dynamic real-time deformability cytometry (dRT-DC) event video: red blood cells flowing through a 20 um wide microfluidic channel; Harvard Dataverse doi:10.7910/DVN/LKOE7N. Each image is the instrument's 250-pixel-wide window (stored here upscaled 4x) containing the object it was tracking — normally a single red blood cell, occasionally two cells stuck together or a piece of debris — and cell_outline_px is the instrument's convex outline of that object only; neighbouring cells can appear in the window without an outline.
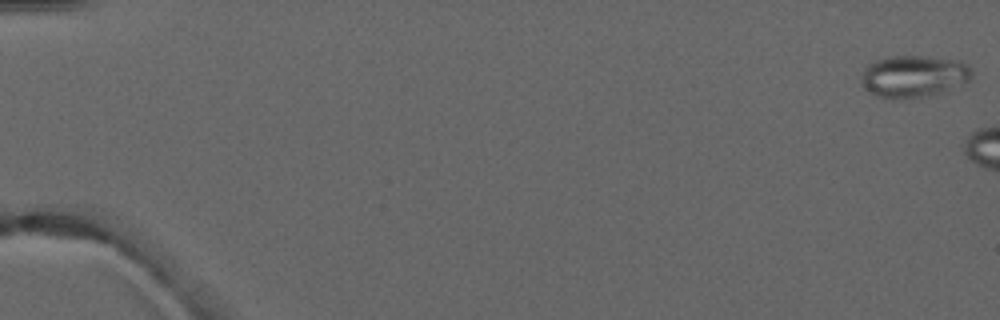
{"species": "common noctule bat (a hibernating species)", "species_latin": "Nyctalus noctula", "temperature_condition": "warm", "stored_images_in_passage": 2, "camera_frame_rate_fps": 3000, "um_per_image_px": 0.085, "animal": {"sex": "male", "forearm_length_mm": 52.5}, "frame": {"image": 1, "passage_image": 1, "time_ms": 0.0, "image_size_px": [1000, 320], "cell_outline_px": [[972, 76], [968, 80], [940, 92], [924, 96], [900, 100], [880, 96], [872, 92], [860, 80], [864, 68], [868, 64], [876, 60], [888, 56], [924, 56], [956, 60], [964, 64], [972, 72]], "centroid_in_image_um": [77.61, 6.47], "position_along_channel_um": 7.4, "area_um2": 26.41}}